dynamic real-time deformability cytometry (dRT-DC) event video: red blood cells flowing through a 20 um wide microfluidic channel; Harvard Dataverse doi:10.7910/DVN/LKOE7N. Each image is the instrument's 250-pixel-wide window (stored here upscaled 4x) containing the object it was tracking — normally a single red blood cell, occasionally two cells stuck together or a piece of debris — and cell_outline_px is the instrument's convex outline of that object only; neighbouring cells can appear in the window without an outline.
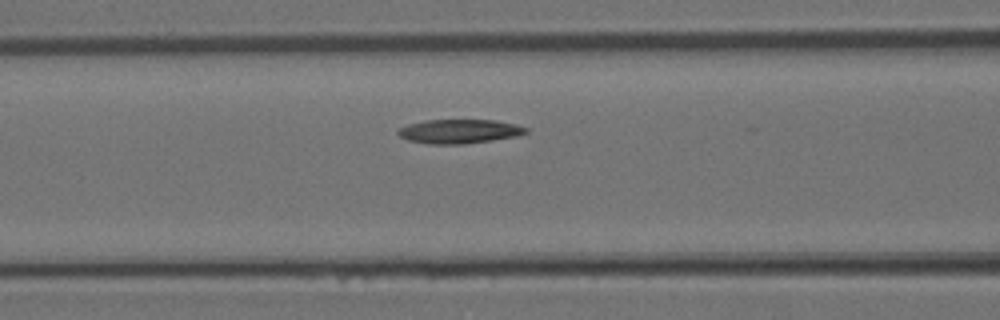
{"species": "Egyptian fruit bat (a non-hibernating species)", "species_latin": "Rousettus aegyptiacus", "temperature_condition": "room temperature", "stored_images_in_passage": 3, "camera_frame_rate_fps": 3000, "um_per_image_px": 0.085, "animal": {"sex": "female"}, "frame": {"image": 1, "passage_image": 3, "time_ms": 0.667, "image_size_px": [1000, 320], "cell_outline_px": [[528, 132], [516, 136], [492, 140], [464, 144], [428, 144], [408, 140], [400, 136], [396, 132], [400, 128], [408, 124], [428, 120], [496, 120], [516, 124], [528, 128]], "centroid_in_image_um": [39.05, 11.16], "position_along_channel_um": 127.5, "area_um2": 17.92}}